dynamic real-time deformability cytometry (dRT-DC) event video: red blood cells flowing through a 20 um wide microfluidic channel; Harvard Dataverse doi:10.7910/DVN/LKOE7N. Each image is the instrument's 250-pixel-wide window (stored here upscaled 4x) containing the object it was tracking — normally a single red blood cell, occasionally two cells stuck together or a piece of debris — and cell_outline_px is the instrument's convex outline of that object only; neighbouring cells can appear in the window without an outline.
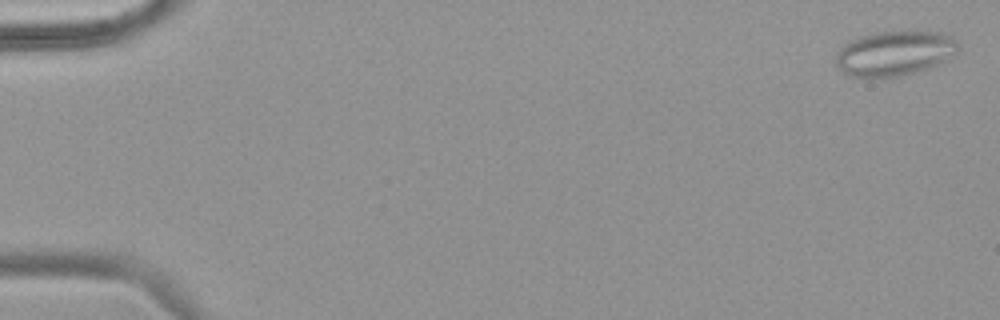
{"species": "common noctule bat (a hibernating species)", "species_latin": "Nyctalus noctula", "temperature_condition": "warm", "stored_images_in_passage": 55, "camera_frame_rate_fps": 3000, "um_per_image_px": 0.085, "animal": {"sex": "female", "body_mass_g": 18.4}, "frame": {"image": 1, "passage_image": 2, "time_ms": 0.333, "image_size_px": [1000, 320], "cell_outline_px": [[956, 52], [944, 60], [928, 68], [916, 72], [896, 76], [872, 80], [848, 76], [836, 64], [836, 52], [848, 40], [872, 32], [916, 28], [940, 32], [952, 36], [956, 40]], "centroid_in_image_um": [75.99, 4.5], "position_along_channel_um": 9.0, "area_um2": 33.12}}
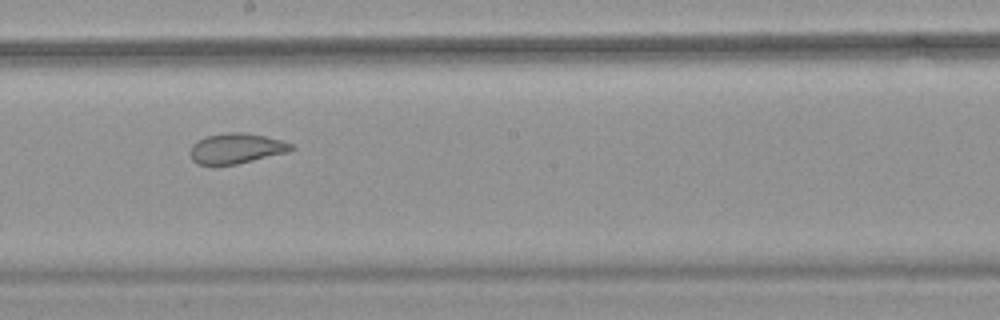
{"frame": {"image": 2, "passage_image": 32, "time_ms": 10.333, "image_size_px": [1000, 320], "cell_outline_px": [[296, 148], [288, 152], [236, 164], [196, 164], [192, 160], [188, 152], [192, 144], [208, 136], [228, 132], [244, 132], [284, 140], [292, 144]], "centroid_in_image_um": [20.1, 12.61], "position_along_channel_um": 228.1, "area_um2": 17.8}}
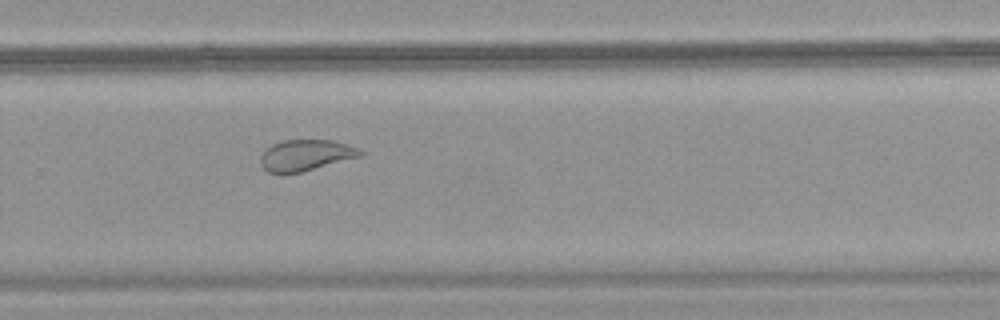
{"frame": {"image": 3, "passage_image": 38, "time_ms": 12.333, "image_size_px": [1000, 320], "cell_outline_px": [[364, 152], [360, 156], [300, 172], [268, 172], [260, 164], [260, 156], [272, 144], [284, 140], [332, 140], [348, 144], [360, 148]], "centroid_in_image_um": [26.0, 13.17], "position_along_channel_um": 303.8, "area_um2": 17.74}, "authors_computed_cell_mechanics": {"area_um2": 24.9118, "velocity_mm_per_s": 3.7934, "shape_relaxation_time_tau1_ms": null, "shape_relaxation_time_tau2_ms": 1.3016, "deformation_change_tau1": null, "deformation_change_tau2": 0.0766}}